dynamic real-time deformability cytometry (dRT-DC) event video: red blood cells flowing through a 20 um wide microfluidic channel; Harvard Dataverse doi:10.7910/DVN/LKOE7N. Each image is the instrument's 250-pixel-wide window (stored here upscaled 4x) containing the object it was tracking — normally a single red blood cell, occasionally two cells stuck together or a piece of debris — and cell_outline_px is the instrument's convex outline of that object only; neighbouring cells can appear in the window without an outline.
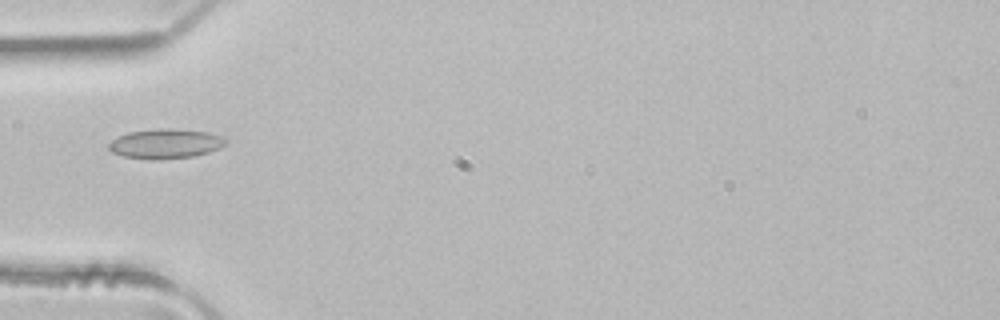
{"species": "common noctule bat (a hibernating species)", "species_latin": "Nyctalus noctula", "temperature_condition": "room temperature", "stored_images_in_passage": 4, "camera_frame_rate_fps": 3000, "um_per_image_px": 0.085, "animal": {"sex": "male", "body_mass_g": 21.5, "forearm_length_mm": 52.0}, "frame": {"image": 1, "passage_image": 4, "time_ms": 1.0, "image_size_px": [1000, 320], "cell_outline_px": [[228, 140], [220, 148], [208, 152], [192, 156], [152, 160], [124, 156], [112, 152], [108, 148], [108, 144], [112, 140], [128, 132], [156, 128], [172, 128], [208, 132], [220, 136]], "centroid_in_image_um": [14.05, 12.2], "position_along_channel_um": 70.9, "area_um2": 20.11}}